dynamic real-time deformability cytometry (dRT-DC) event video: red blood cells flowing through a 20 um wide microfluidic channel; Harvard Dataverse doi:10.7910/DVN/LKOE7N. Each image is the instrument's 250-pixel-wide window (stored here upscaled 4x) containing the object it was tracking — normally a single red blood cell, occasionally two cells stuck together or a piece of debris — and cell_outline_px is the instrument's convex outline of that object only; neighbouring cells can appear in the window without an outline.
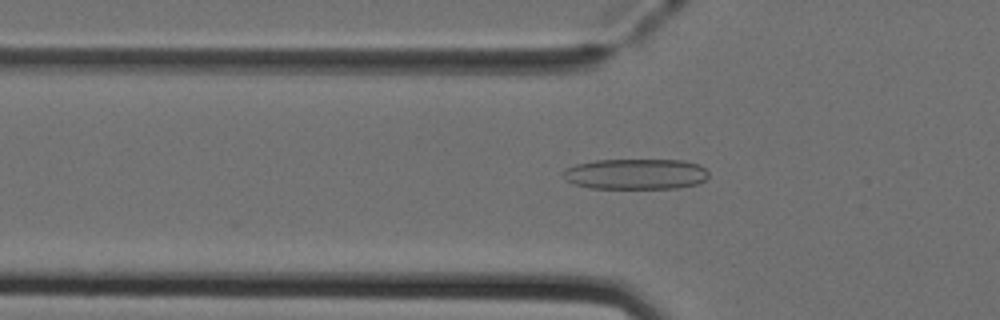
{"species": "Egyptian fruit bat (a non-hibernating species)", "species_latin": "Rousettus aegyptiacus", "temperature_condition": "cold", "stored_images_in_passage": 45, "camera_frame_rate_fps": 3000, "um_per_image_px": 0.085, "animal": {"sex": "female"}, "frame": {"image": 1, "passage_image": 17, "time_ms": 5.333, "image_size_px": [1000, 320], "cell_outline_px": [[708, 176], [700, 184], [676, 188], [592, 188], [572, 184], [560, 172], [564, 168], [576, 164], [596, 160], [684, 160], [700, 164], [708, 172]], "centroid_in_image_um": [54.04, 14.79], "position_along_channel_um": 71.8, "area_um2": 26.18}}
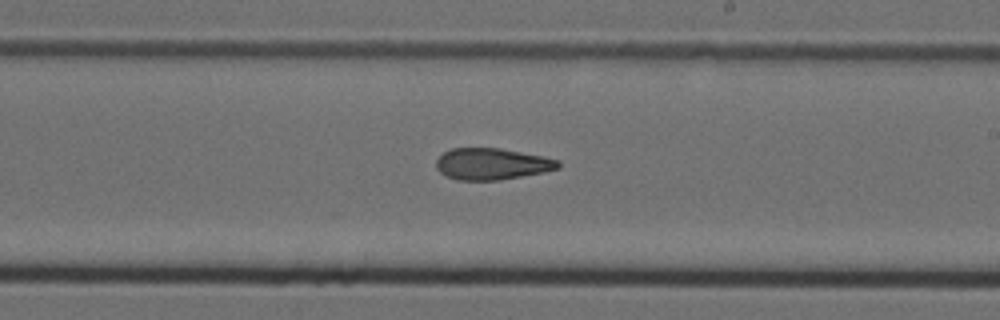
{"frame": {"image": 2, "passage_image": 30, "time_ms": 9.667, "image_size_px": [1000, 320], "cell_outline_px": [[560, 168], [544, 172], [500, 180], [460, 180], [444, 176], [436, 168], [436, 160], [444, 152], [452, 148], [500, 148], [544, 156], [560, 160]], "centroid_in_image_um": [41.82, 13.93], "position_along_channel_um": 247.2, "area_um2": 22.54}}
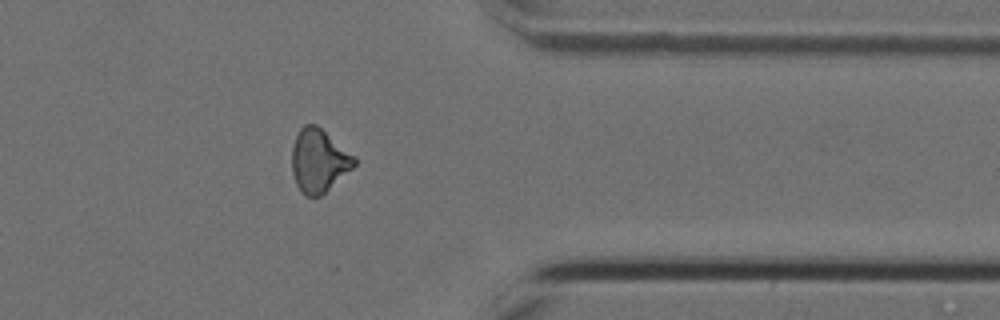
{"frame": {"image": 3, "passage_image": 41, "time_ms": 13.333, "image_size_px": [1000, 320], "cell_outline_px": [[356, 164], [352, 168], [320, 196], [304, 196], [300, 192], [296, 184], [292, 172], [292, 148], [296, 136], [300, 128], [304, 124], [316, 124], [356, 156]], "centroid_in_image_um": [27.09, 13.65], "position_along_channel_um": 384.3, "area_um2": 22.95}}